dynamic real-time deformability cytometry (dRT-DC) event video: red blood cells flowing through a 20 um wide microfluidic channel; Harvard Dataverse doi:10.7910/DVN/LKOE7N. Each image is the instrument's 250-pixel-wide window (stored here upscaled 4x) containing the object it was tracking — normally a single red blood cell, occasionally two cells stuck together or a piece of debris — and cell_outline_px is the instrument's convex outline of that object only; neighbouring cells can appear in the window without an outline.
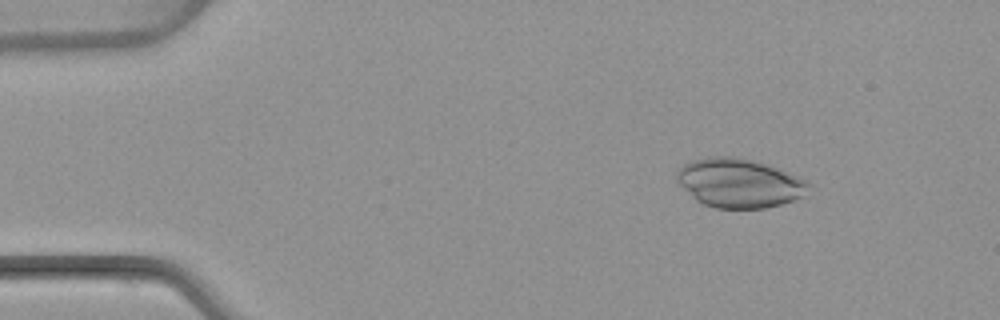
{"species": "common noctule bat (a hibernating species)", "species_latin": "Nyctalus noctula", "temperature_condition": "warm", "stored_images_in_passage": 3, "camera_frame_rate_fps": 3000, "um_per_image_px": 0.085, "animal": {"sex": "female", "body_mass_g": 22.7, "forearm_length_mm": 54.2}, "frame": {"image": 1, "passage_image": 1, "time_ms": 0.0, "image_size_px": [1000, 320], "cell_outline_px": [[812, 184], [804, 196], [796, 200], [764, 208], [716, 208], [704, 204], [696, 200], [676, 180], [676, 172], [684, 164], [692, 160], [716, 156], [736, 156], [752, 160], [776, 168], [796, 176]], "centroid_in_image_um": [62.83, 15.56], "position_along_channel_um": 22.2, "area_um2": 37.34}}